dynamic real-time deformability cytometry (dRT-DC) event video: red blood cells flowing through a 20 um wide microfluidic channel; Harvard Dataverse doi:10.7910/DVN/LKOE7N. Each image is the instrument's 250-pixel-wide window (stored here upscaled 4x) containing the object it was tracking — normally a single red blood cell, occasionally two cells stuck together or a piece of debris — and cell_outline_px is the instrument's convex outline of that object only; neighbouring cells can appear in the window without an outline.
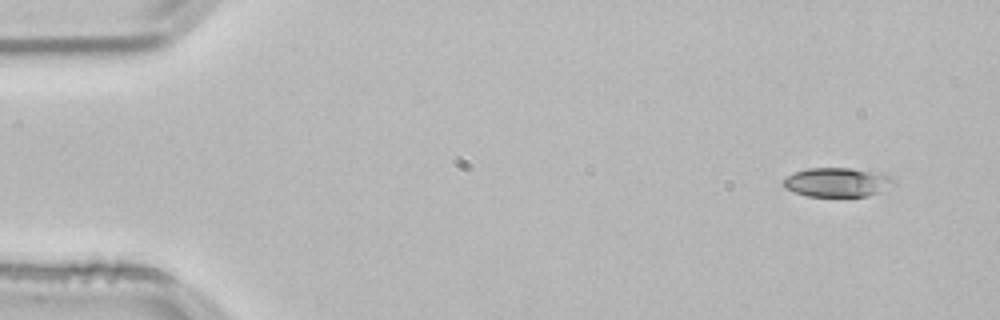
{"species": "common noctule bat (a hibernating species)", "species_latin": "Nyctalus noctula", "temperature_condition": "room temperature", "stored_images_in_passage": 50, "camera_frame_rate_fps": 3000, "um_per_image_px": 0.085, "animal": {"sex": "male", "body_mass_g": 21.5, "forearm_length_mm": 52.0}, "frame": {"image": 1, "passage_image": 1, "time_ms": 0.0, "image_size_px": [1000, 320], "cell_outline_px": [[896, 184], [868, 196], [808, 196], [784, 188], [784, 180], [788, 176], [796, 172], [808, 168], [852, 168], [888, 176], [896, 180]], "centroid_in_image_um": [71.16, 15.5], "position_along_channel_um": 13.8, "area_um2": 18.32}}
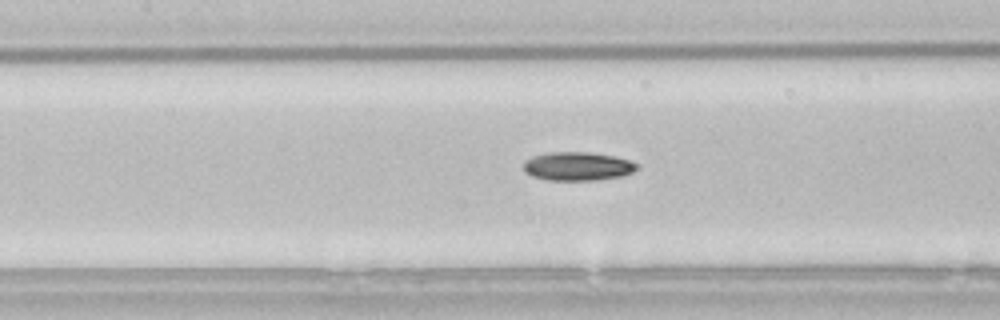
{"frame": {"image": 2, "passage_image": 21, "time_ms": 6.667, "image_size_px": [1000, 320], "cell_outline_px": [[640, 168], [632, 172], [620, 176], [596, 180], [548, 180], [532, 176], [524, 172], [524, 164], [532, 156], [548, 152], [588, 152], [616, 156], [640, 164]], "centroid_in_image_um": [49.13, 14.13], "position_along_channel_um": 158.3, "area_um2": 18.96}}
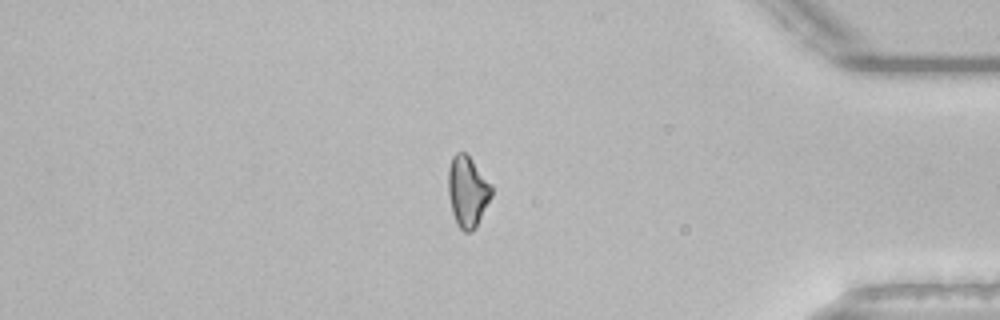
{"frame": {"image": 3, "passage_image": 42, "time_ms": 13.667, "image_size_px": [1000, 320], "cell_outline_px": [[492, 196], [476, 228], [472, 232], [464, 232], [456, 224], [452, 212], [448, 192], [448, 168], [452, 156], [456, 152], [464, 152], [472, 160], [492, 184]], "centroid_in_image_um": [39.74, 16.29], "position_along_channel_um": 395.5, "area_um2": 18.09}, "authors_computed_cell_mechanics": {"area_um2": 18.1492, "velocity_mm_per_s": 3.8408, "shape_relaxation_time_tau1_ms": 7.0395, "shape_relaxation_time_tau2_ms": null, "deformation_change_tau1": 0.1687, "deformation_change_tau2": null}}